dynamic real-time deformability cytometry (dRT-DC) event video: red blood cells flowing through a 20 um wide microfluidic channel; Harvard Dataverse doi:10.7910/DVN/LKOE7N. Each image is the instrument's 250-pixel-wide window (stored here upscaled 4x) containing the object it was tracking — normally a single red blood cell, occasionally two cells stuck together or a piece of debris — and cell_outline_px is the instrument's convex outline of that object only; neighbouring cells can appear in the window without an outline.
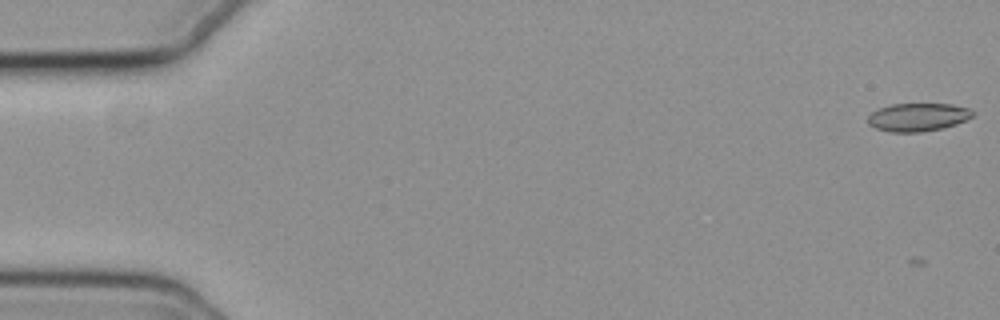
{"species": "common noctule bat (a hibernating species)", "species_latin": "Nyctalus noctula", "temperature_condition": "cold", "stored_images_in_passage": 7, "camera_frame_rate_fps": 3000, "um_per_image_px": 0.085, "animal": {"sex": "female", "body_mass_g": 19.3, "forearm_length_mm": 54.1}, "frame": {"image": 1, "passage_image": 2, "time_ms": 0.333, "image_size_px": [1000, 320], "cell_outline_px": [[976, 112], [972, 116], [956, 124], [944, 128], [920, 132], [892, 132], [876, 128], [868, 124], [868, 116], [872, 112], [880, 108], [892, 104], [952, 104], [968, 108]], "centroid_in_image_um": [78.03, 9.96], "position_along_channel_um": 7.0, "area_um2": 17.11}}